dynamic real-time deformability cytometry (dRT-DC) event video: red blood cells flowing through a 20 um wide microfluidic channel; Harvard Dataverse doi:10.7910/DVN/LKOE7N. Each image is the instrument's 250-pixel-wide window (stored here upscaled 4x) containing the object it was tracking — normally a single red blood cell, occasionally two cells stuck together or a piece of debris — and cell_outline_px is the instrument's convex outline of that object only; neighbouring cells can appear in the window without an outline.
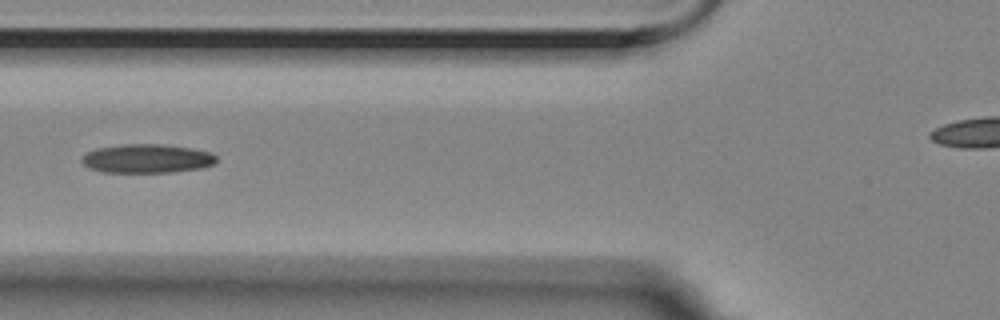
{"species": "Egyptian fruit bat (a non-hibernating species)", "species_latin": "Rousettus aegyptiacus", "temperature_condition": "room temperature", "stored_images_in_passage": 13, "camera_frame_rate_fps": 3000, "um_per_image_px": 0.085, "animal": {"sex": "female"}, "frame": {"image": 1, "passage_image": 4, "time_ms": 1.0, "image_size_px": [1000, 320], "cell_outline_px": [[216, 160], [212, 164], [200, 168], [172, 172], [104, 172], [88, 168], [80, 160], [88, 152], [96, 148], [120, 144], [160, 144], [192, 148], [212, 152], [216, 156]], "centroid_in_image_um": [12.48, 13.47], "position_along_channel_um": 113.3, "area_um2": 22.6}}
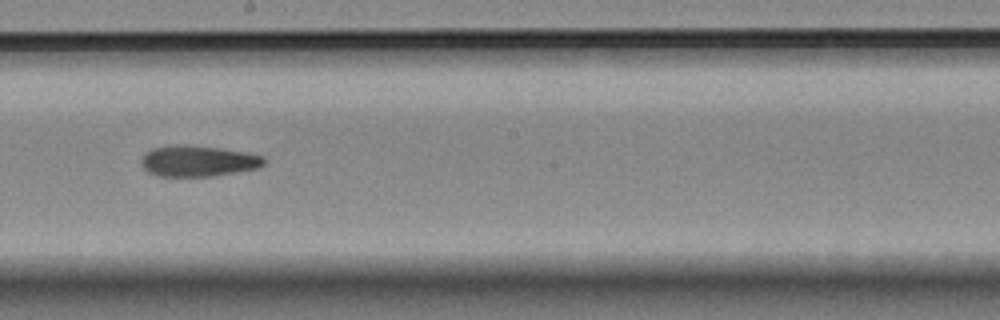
{"frame": {"image": 2, "passage_image": 7, "time_ms": 2.0, "image_size_px": [1000, 320], "cell_outline_px": [[264, 164], [256, 168], [208, 176], [160, 176], [148, 172], [144, 168], [140, 160], [144, 152], [152, 148], [176, 144], [188, 144], [220, 148], [244, 152], [264, 156]], "centroid_in_image_um": [16.77, 13.66], "position_along_channel_um": 231.4, "area_um2": 22.02}}
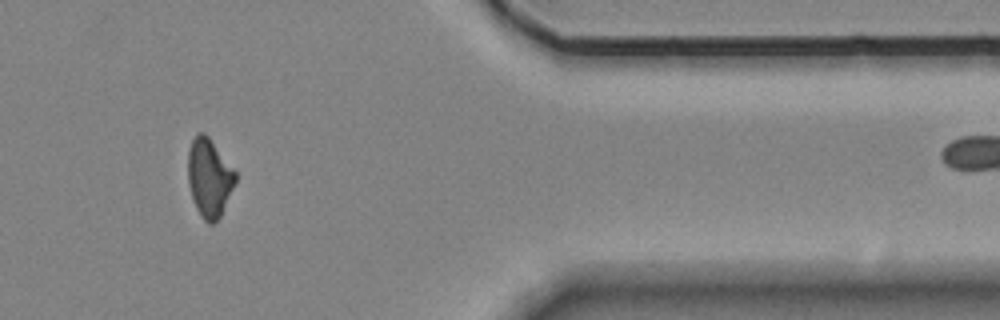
{"frame": {"image": 3, "passage_image": 11, "time_ms": 3.333, "image_size_px": [1000, 320], "cell_outline_px": [[236, 184], [220, 216], [212, 224], [208, 224], [200, 216], [192, 200], [188, 184], [188, 148], [196, 132], [204, 132], [208, 136], [236, 172]], "centroid_in_image_um": [17.77, 15.11], "position_along_channel_um": 393.6, "area_um2": 21.85}}